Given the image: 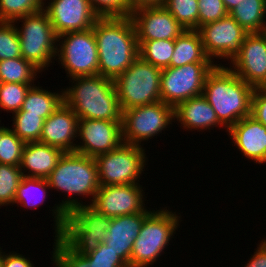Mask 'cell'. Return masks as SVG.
Masks as SVG:
<instances>
[{"instance_id": "cell-1", "label": "cell", "mask_w": 266, "mask_h": 267, "mask_svg": "<svg viewBox=\"0 0 266 267\" xmlns=\"http://www.w3.org/2000/svg\"><path fill=\"white\" fill-rule=\"evenodd\" d=\"M46 179L51 190L68 195L52 209L54 234L57 236L64 225L66 215L72 209L84 206L82 200H79L81 196L90 200L89 204L85 203V206H91L93 203L100 187L97 164L93 157L77 152H64Z\"/></svg>"}, {"instance_id": "cell-2", "label": "cell", "mask_w": 266, "mask_h": 267, "mask_svg": "<svg viewBox=\"0 0 266 267\" xmlns=\"http://www.w3.org/2000/svg\"><path fill=\"white\" fill-rule=\"evenodd\" d=\"M98 48V75L115 79L139 56L131 17H99L92 27Z\"/></svg>"}, {"instance_id": "cell-3", "label": "cell", "mask_w": 266, "mask_h": 267, "mask_svg": "<svg viewBox=\"0 0 266 267\" xmlns=\"http://www.w3.org/2000/svg\"><path fill=\"white\" fill-rule=\"evenodd\" d=\"M254 89L223 64L216 65L207 75L203 96L212 106L219 122L227 132L238 121L251 115Z\"/></svg>"}, {"instance_id": "cell-4", "label": "cell", "mask_w": 266, "mask_h": 267, "mask_svg": "<svg viewBox=\"0 0 266 267\" xmlns=\"http://www.w3.org/2000/svg\"><path fill=\"white\" fill-rule=\"evenodd\" d=\"M69 80L72 86L63 89V100L78 119L122 122L123 111L113 79L96 75Z\"/></svg>"}, {"instance_id": "cell-5", "label": "cell", "mask_w": 266, "mask_h": 267, "mask_svg": "<svg viewBox=\"0 0 266 267\" xmlns=\"http://www.w3.org/2000/svg\"><path fill=\"white\" fill-rule=\"evenodd\" d=\"M164 208L153 209L144 219L131 251L130 264L133 267L152 266L169 246L171 238H174L173 234L182 218L176 212L169 211V208Z\"/></svg>"}, {"instance_id": "cell-6", "label": "cell", "mask_w": 266, "mask_h": 267, "mask_svg": "<svg viewBox=\"0 0 266 267\" xmlns=\"http://www.w3.org/2000/svg\"><path fill=\"white\" fill-rule=\"evenodd\" d=\"M162 69L138 56L133 64L114 79L121 110L161 101Z\"/></svg>"}, {"instance_id": "cell-7", "label": "cell", "mask_w": 266, "mask_h": 267, "mask_svg": "<svg viewBox=\"0 0 266 267\" xmlns=\"http://www.w3.org/2000/svg\"><path fill=\"white\" fill-rule=\"evenodd\" d=\"M18 22H23L22 27L16 26L22 57L41 71L47 70L50 63L51 65L55 63L58 43V35L53 29L50 18L42 9L14 21Z\"/></svg>"}, {"instance_id": "cell-8", "label": "cell", "mask_w": 266, "mask_h": 267, "mask_svg": "<svg viewBox=\"0 0 266 267\" xmlns=\"http://www.w3.org/2000/svg\"><path fill=\"white\" fill-rule=\"evenodd\" d=\"M109 225L110 218L84 205L66 215L57 236L73 251L86 255L105 241Z\"/></svg>"}, {"instance_id": "cell-9", "label": "cell", "mask_w": 266, "mask_h": 267, "mask_svg": "<svg viewBox=\"0 0 266 267\" xmlns=\"http://www.w3.org/2000/svg\"><path fill=\"white\" fill-rule=\"evenodd\" d=\"M56 56L67 78L98 75V48L92 28L59 35Z\"/></svg>"}, {"instance_id": "cell-10", "label": "cell", "mask_w": 266, "mask_h": 267, "mask_svg": "<svg viewBox=\"0 0 266 267\" xmlns=\"http://www.w3.org/2000/svg\"><path fill=\"white\" fill-rule=\"evenodd\" d=\"M142 146L123 143L111 152L96 156L100 186L136 184L147 165Z\"/></svg>"}, {"instance_id": "cell-11", "label": "cell", "mask_w": 266, "mask_h": 267, "mask_svg": "<svg viewBox=\"0 0 266 267\" xmlns=\"http://www.w3.org/2000/svg\"><path fill=\"white\" fill-rule=\"evenodd\" d=\"M216 65L214 62H195L180 67L162 69L160 77L161 101L172 107L192 97L203 95L207 75Z\"/></svg>"}, {"instance_id": "cell-12", "label": "cell", "mask_w": 266, "mask_h": 267, "mask_svg": "<svg viewBox=\"0 0 266 267\" xmlns=\"http://www.w3.org/2000/svg\"><path fill=\"white\" fill-rule=\"evenodd\" d=\"M174 120V107L162 101L123 110L121 123L123 142L143 146L141 142L158 136L162 130L169 128Z\"/></svg>"}, {"instance_id": "cell-13", "label": "cell", "mask_w": 266, "mask_h": 267, "mask_svg": "<svg viewBox=\"0 0 266 267\" xmlns=\"http://www.w3.org/2000/svg\"><path fill=\"white\" fill-rule=\"evenodd\" d=\"M199 32L206 55L231 62L240 52L242 43L249 32L241 27L229 14L220 20L200 26Z\"/></svg>"}, {"instance_id": "cell-14", "label": "cell", "mask_w": 266, "mask_h": 267, "mask_svg": "<svg viewBox=\"0 0 266 267\" xmlns=\"http://www.w3.org/2000/svg\"><path fill=\"white\" fill-rule=\"evenodd\" d=\"M139 183L100 186L91 207L108 217L145 212V192Z\"/></svg>"}, {"instance_id": "cell-15", "label": "cell", "mask_w": 266, "mask_h": 267, "mask_svg": "<svg viewBox=\"0 0 266 267\" xmlns=\"http://www.w3.org/2000/svg\"><path fill=\"white\" fill-rule=\"evenodd\" d=\"M122 122L111 120L78 119L75 152L95 158L120 147L122 139Z\"/></svg>"}, {"instance_id": "cell-16", "label": "cell", "mask_w": 266, "mask_h": 267, "mask_svg": "<svg viewBox=\"0 0 266 267\" xmlns=\"http://www.w3.org/2000/svg\"><path fill=\"white\" fill-rule=\"evenodd\" d=\"M230 64L229 68L246 83L254 88L263 87L266 83V31L248 33Z\"/></svg>"}, {"instance_id": "cell-17", "label": "cell", "mask_w": 266, "mask_h": 267, "mask_svg": "<svg viewBox=\"0 0 266 267\" xmlns=\"http://www.w3.org/2000/svg\"><path fill=\"white\" fill-rule=\"evenodd\" d=\"M49 1L47 6L43 3V10L58 36L66 32L89 30L99 18L88 0Z\"/></svg>"}, {"instance_id": "cell-18", "label": "cell", "mask_w": 266, "mask_h": 267, "mask_svg": "<svg viewBox=\"0 0 266 267\" xmlns=\"http://www.w3.org/2000/svg\"><path fill=\"white\" fill-rule=\"evenodd\" d=\"M137 41L175 40L186 29L164 6L141 7L131 12Z\"/></svg>"}, {"instance_id": "cell-19", "label": "cell", "mask_w": 266, "mask_h": 267, "mask_svg": "<svg viewBox=\"0 0 266 267\" xmlns=\"http://www.w3.org/2000/svg\"><path fill=\"white\" fill-rule=\"evenodd\" d=\"M77 131L78 116L63 102L44 121L39 142L57 147L63 152H75Z\"/></svg>"}, {"instance_id": "cell-20", "label": "cell", "mask_w": 266, "mask_h": 267, "mask_svg": "<svg viewBox=\"0 0 266 267\" xmlns=\"http://www.w3.org/2000/svg\"><path fill=\"white\" fill-rule=\"evenodd\" d=\"M227 133L243 157L256 164L266 163V126L249 115L230 127Z\"/></svg>"}, {"instance_id": "cell-21", "label": "cell", "mask_w": 266, "mask_h": 267, "mask_svg": "<svg viewBox=\"0 0 266 267\" xmlns=\"http://www.w3.org/2000/svg\"><path fill=\"white\" fill-rule=\"evenodd\" d=\"M151 212V210L147 209L141 213L110 218V225L103 243L109 246L127 264H130V256L135 238L140 232L144 219Z\"/></svg>"}, {"instance_id": "cell-22", "label": "cell", "mask_w": 266, "mask_h": 267, "mask_svg": "<svg viewBox=\"0 0 266 267\" xmlns=\"http://www.w3.org/2000/svg\"><path fill=\"white\" fill-rule=\"evenodd\" d=\"M174 118L184 130H210L224 127L218 120L212 106L203 95L192 97L174 108Z\"/></svg>"}, {"instance_id": "cell-23", "label": "cell", "mask_w": 266, "mask_h": 267, "mask_svg": "<svg viewBox=\"0 0 266 267\" xmlns=\"http://www.w3.org/2000/svg\"><path fill=\"white\" fill-rule=\"evenodd\" d=\"M63 153L61 149L39 141L27 142L22 151L20 164L23 176L46 179Z\"/></svg>"}, {"instance_id": "cell-24", "label": "cell", "mask_w": 266, "mask_h": 267, "mask_svg": "<svg viewBox=\"0 0 266 267\" xmlns=\"http://www.w3.org/2000/svg\"><path fill=\"white\" fill-rule=\"evenodd\" d=\"M195 62H213L205 53L197 30H185L175 39L170 67H180Z\"/></svg>"}, {"instance_id": "cell-25", "label": "cell", "mask_w": 266, "mask_h": 267, "mask_svg": "<svg viewBox=\"0 0 266 267\" xmlns=\"http://www.w3.org/2000/svg\"><path fill=\"white\" fill-rule=\"evenodd\" d=\"M63 102V90L56 93L34 85L27 92L22 108L14 114H33L46 120Z\"/></svg>"}, {"instance_id": "cell-26", "label": "cell", "mask_w": 266, "mask_h": 267, "mask_svg": "<svg viewBox=\"0 0 266 267\" xmlns=\"http://www.w3.org/2000/svg\"><path fill=\"white\" fill-rule=\"evenodd\" d=\"M229 15L249 33L266 31V0H240Z\"/></svg>"}, {"instance_id": "cell-27", "label": "cell", "mask_w": 266, "mask_h": 267, "mask_svg": "<svg viewBox=\"0 0 266 267\" xmlns=\"http://www.w3.org/2000/svg\"><path fill=\"white\" fill-rule=\"evenodd\" d=\"M41 72L32 62L23 57L0 61V82L36 85L34 81L38 78L37 74Z\"/></svg>"}, {"instance_id": "cell-28", "label": "cell", "mask_w": 266, "mask_h": 267, "mask_svg": "<svg viewBox=\"0 0 266 267\" xmlns=\"http://www.w3.org/2000/svg\"><path fill=\"white\" fill-rule=\"evenodd\" d=\"M49 189L51 188L47 179L23 176L17 188L13 205L38 208L45 203Z\"/></svg>"}, {"instance_id": "cell-29", "label": "cell", "mask_w": 266, "mask_h": 267, "mask_svg": "<svg viewBox=\"0 0 266 267\" xmlns=\"http://www.w3.org/2000/svg\"><path fill=\"white\" fill-rule=\"evenodd\" d=\"M139 56L150 64L164 69L170 67L175 40L160 39L152 41H137Z\"/></svg>"}, {"instance_id": "cell-30", "label": "cell", "mask_w": 266, "mask_h": 267, "mask_svg": "<svg viewBox=\"0 0 266 267\" xmlns=\"http://www.w3.org/2000/svg\"><path fill=\"white\" fill-rule=\"evenodd\" d=\"M25 144L10 127L0 125V164L20 166Z\"/></svg>"}, {"instance_id": "cell-31", "label": "cell", "mask_w": 266, "mask_h": 267, "mask_svg": "<svg viewBox=\"0 0 266 267\" xmlns=\"http://www.w3.org/2000/svg\"><path fill=\"white\" fill-rule=\"evenodd\" d=\"M186 29H198V0H165L163 5Z\"/></svg>"}, {"instance_id": "cell-32", "label": "cell", "mask_w": 266, "mask_h": 267, "mask_svg": "<svg viewBox=\"0 0 266 267\" xmlns=\"http://www.w3.org/2000/svg\"><path fill=\"white\" fill-rule=\"evenodd\" d=\"M12 115L13 127L11 130L18 138L23 140L25 143L40 141V136L45 121L44 118L33 114Z\"/></svg>"}, {"instance_id": "cell-33", "label": "cell", "mask_w": 266, "mask_h": 267, "mask_svg": "<svg viewBox=\"0 0 266 267\" xmlns=\"http://www.w3.org/2000/svg\"><path fill=\"white\" fill-rule=\"evenodd\" d=\"M22 177L20 166L0 164V208L13 205Z\"/></svg>"}, {"instance_id": "cell-34", "label": "cell", "mask_w": 266, "mask_h": 267, "mask_svg": "<svg viewBox=\"0 0 266 267\" xmlns=\"http://www.w3.org/2000/svg\"><path fill=\"white\" fill-rule=\"evenodd\" d=\"M43 9L41 0H0V21L15 20Z\"/></svg>"}, {"instance_id": "cell-35", "label": "cell", "mask_w": 266, "mask_h": 267, "mask_svg": "<svg viewBox=\"0 0 266 267\" xmlns=\"http://www.w3.org/2000/svg\"><path fill=\"white\" fill-rule=\"evenodd\" d=\"M34 85L0 82V108L12 114L18 112L23 105L29 89Z\"/></svg>"}, {"instance_id": "cell-36", "label": "cell", "mask_w": 266, "mask_h": 267, "mask_svg": "<svg viewBox=\"0 0 266 267\" xmlns=\"http://www.w3.org/2000/svg\"><path fill=\"white\" fill-rule=\"evenodd\" d=\"M22 57L16 24L0 21V61Z\"/></svg>"}, {"instance_id": "cell-37", "label": "cell", "mask_w": 266, "mask_h": 267, "mask_svg": "<svg viewBox=\"0 0 266 267\" xmlns=\"http://www.w3.org/2000/svg\"><path fill=\"white\" fill-rule=\"evenodd\" d=\"M52 261L55 267H92L81 254L70 249L58 236L54 239Z\"/></svg>"}, {"instance_id": "cell-38", "label": "cell", "mask_w": 266, "mask_h": 267, "mask_svg": "<svg viewBox=\"0 0 266 267\" xmlns=\"http://www.w3.org/2000/svg\"><path fill=\"white\" fill-rule=\"evenodd\" d=\"M99 17H131L127 0H88Z\"/></svg>"}, {"instance_id": "cell-39", "label": "cell", "mask_w": 266, "mask_h": 267, "mask_svg": "<svg viewBox=\"0 0 266 267\" xmlns=\"http://www.w3.org/2000/svg\"><path fill=\"white\" fill-rule=\"evenodd\" d=\"M83 256L92 264V267H123L128 265L104 243H101L94 251Z\"/></svg>"}, {"instance_id": "cell-40", "label": "cell", "mask_w": 266, "mask_h": 267, "mask_svg": "<svg viewBox=\"0 0 266 267\" xmlns=\"http://www.w3.org/2000/svg\"><path fill=\"white\" fill-rule=\"evenodd\" d=\"M198 28L204 24L226 17L227 12L222 0H198Z\"/></svg>"}, {"instance_id": "cell-41", "label": "cell", "mask_w": 266, "mask_h": 267, "mask_svg": "<svg viewBox=\"0 0 266 267\" xmlns=\"http://www.w3.org/2000/svg\"><path fill=\"white\" fill-rule=\"evenodd\" d=\"M251 116L266 126V91L256 87L252 94Z\"/></svg>"}, {"instance_id": "cell-42", "label": "cell", "mask_w": 266, "mask_h": 267, "mask_svg": "<svg viewBox=\"0 0 266 267\" xmlns=\"http://www.w3.org/2000/svg\"><path fill=\"white\" fill-rule=\"evenodd\" d=\"M1 267H34L30 258H26L24 255L16 253V252H9L5 253L3 251V260Z\"/></svg>"}, {"instance_id": "cell-43", "label": "cell", "mask_w": 266, "mask_h": 267, "mask_svg": "<svg viewBox=\"0 0 266 267\" xmlns=\"http://www.w3.org/2000/svg\"><path fill=\"white\" fill-rule=\"evenodd\" d=\"M244 267H266V239H262Z\"/></svg>"}, {"instance_id": "cell-44", "label": "cell", "mask_w": 266, "mask_h": 267, "mask_svg": "<svg viewBox=\"0 0 266 267\" xmlns=\"http://www.w3.org/2000/svg\"><path fill=\"white\" fill-rule=\"evenodd\" d=\"M165 0H127L131 12L137 8L148 6H163Z\"/></svg>"}, {"instance_id": "cell-45", "label": "cell", "mask_w": 266, "mask_h": 267, "mask_svg": "<svg viewBox=\"0 0 266 267\" xmlns=\"http://www.w3.org/2000/svg\"><path fill=\"white\" fill-rule=\"evenodd\" d=\"M222 1L227 12L229 13L233 8H235L238 5V2L240 0H222Z\"/></svg>"}, {"instance_id": "cell-46", "label": "cell", "mask_w": 266, "mask_h": 267, "mask_svg": "<svg viewBox=\"0 0 266 267\" xmlns=\"http://www.w3.org/2000/svg\"><path fill=\"white\" fill-rule=\"evenodd\" d=\"M2 248L0 247V267H1V264H2V260H3V252H2Z\"/></svg>"}, {"instance_id": "cell-47", "label": "cell", "mask_w": 266, "mask_h": 267, "mask_svg": "<svg viewBox=\"0 0 266 267\" xmlns=\"http://www.w3.org/2000/svg\"><path fill=\"white\" fill-rule=\"evenodd\" d=\"M266 91V83L262 87Z\"/></svg>"}, {"instance_id": "cell-48", "label": "cell", "mask_w": 266, "mask_h": 267, "mask_svg": "<svg viewBox=\"0 0 266 267\" xmlns=\"http://www.w3.org/2000/svg\"><path fill=\"white\" fill-rule=\"evenodd\" d=\"M123 267H133L131 264H128L126 266H123Z\"/></svg>"}]
</instances>
